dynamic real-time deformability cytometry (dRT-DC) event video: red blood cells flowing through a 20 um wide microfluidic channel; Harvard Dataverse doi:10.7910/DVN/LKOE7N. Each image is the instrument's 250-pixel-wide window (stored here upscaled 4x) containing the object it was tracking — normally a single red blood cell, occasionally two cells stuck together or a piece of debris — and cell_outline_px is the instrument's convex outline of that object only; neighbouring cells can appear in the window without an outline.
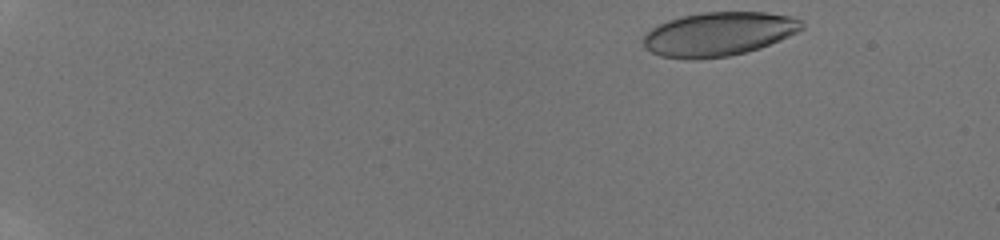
{"species": "human", "species_latin": "Homo sapiens", "temperature_condition": "room temperature", "stored_images_in_passage": 45, "camera_frame_rate_fps": 3000, "um_per_image_px": 0.085, "donor": {"sex": "male"}, "frame": {"image": 1, "passage_image": 1, "time_ms": 0.0, "image_size_px": [1000, 240], "cell_outline_px": [[804, 28], [788, 36], [760, 48], [728, 56], [700, 60], [688, 60], [660, 56], [644, 48], [644, 36], [652, 28], [668, 20], [700, 12], [768, 12], [792, 16], [800, 20], [804, 24]], "centroid_in_image_um": [61.08, 2.9], "position_along_channel_um": 23.9, "area_um2": 40.58}}
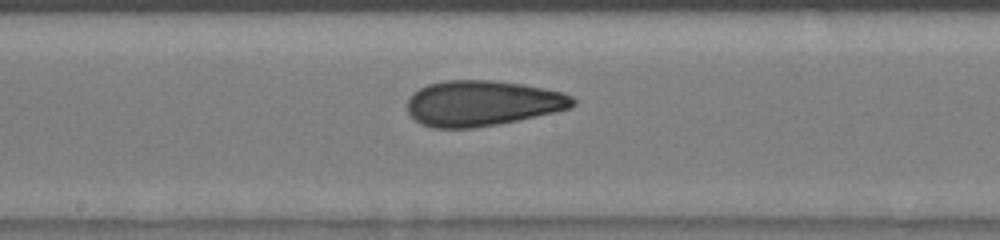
{"frame": {"image": 2, "passage_image": 25, "time_ms": 8.0, "image_size_px": [1000, 240], "cell_outline_px": [[576, 104], [572, 108], [556, 112], [496, 124], [472, 128], [432, 128], [420, 124], [408, 112], [408, 100], [412, 92], [428, 84], [444, 80], [492, 80], [524, 84], [564, 92], [572, 96], [576, 100]], "centroid_in_image_um": [41.02, 8.77], "position_along_channel_um": 207.2, "area_um2": 44.1}}
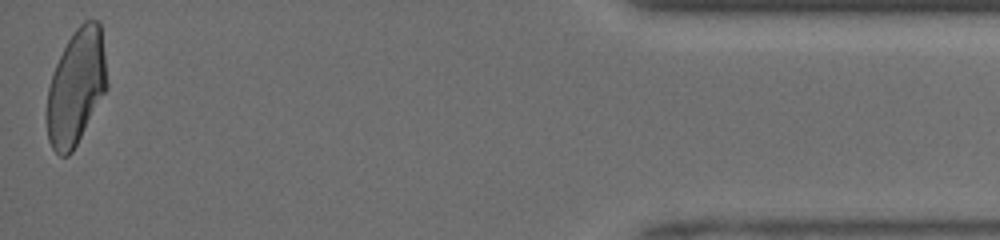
{"frame": {"image": 3, "passage_image": 45, "time_ms": 14.667, "image_size_px": [1000, 240], "cell_outline_px": [[108, 88], [72, 152], [68, 156], [60, 156], [52, 148], [48, 140], [48, 88], [56, 64], [68, 40], [76, 28], [84, 20], [100, 20], [108, 84]], "centroid_in_image_um": [6.5, 7.39], "position_along_channel_um": 428.7, "area_um2": 40.06}, "authors_computed_cell_mechanics": {"area_um2": 42.3096, "velocity_mm_per_s": 4.2538, "shape_relaxation_time_tau1_ms": 9.2994, "shape_relaxation_time_tau2_ms": 1.5691, "deformation_change_tau1": 0.2302, "deformation_change_tau2": 0.0863}}